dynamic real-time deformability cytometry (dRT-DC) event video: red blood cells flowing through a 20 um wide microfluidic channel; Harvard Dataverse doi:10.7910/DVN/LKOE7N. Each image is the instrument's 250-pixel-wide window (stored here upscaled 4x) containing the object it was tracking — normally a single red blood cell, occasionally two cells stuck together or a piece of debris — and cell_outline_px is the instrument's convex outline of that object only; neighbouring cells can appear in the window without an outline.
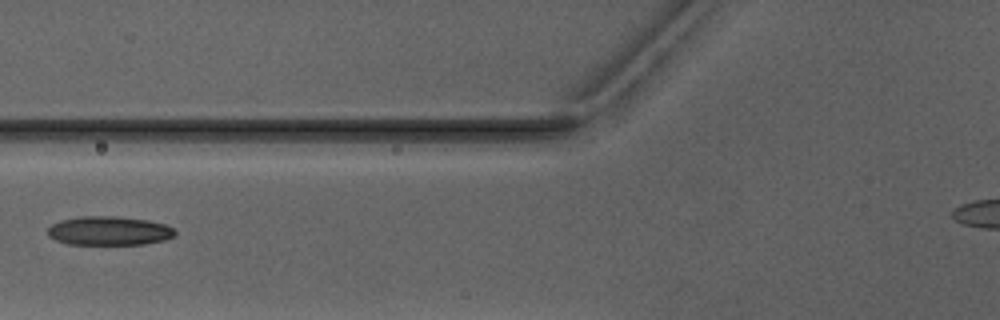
{"species": "Egyptian fruit bat (a non-hibernating species)", "species_latin": "Rousettus aegyptiacus", "temperature_condition": "warm", "stored_images_in_passage": 2, "camera_frame_rate_fps": 3000, "um_per_image_px": 0.085, "animal": {"sex": "male"}, "frame": {"image": 1, "passage_image": 2, "time_ms": 1.0, "image_size_px": [1000, 320], "cell_outline_px": [[176, 232], [172, 236], [164, 240], [144, 244], [68, 244], [56, 240], [48, 236], [48, 228], [52, 224], [60, 220], [80, 216], [116, 216], [148, 220], [164, 224], [176, 228]], "centroid_in_image_um": [9.27, 19.61], "position_along_channel_um": 116.5, "area_um2": 21.5}}